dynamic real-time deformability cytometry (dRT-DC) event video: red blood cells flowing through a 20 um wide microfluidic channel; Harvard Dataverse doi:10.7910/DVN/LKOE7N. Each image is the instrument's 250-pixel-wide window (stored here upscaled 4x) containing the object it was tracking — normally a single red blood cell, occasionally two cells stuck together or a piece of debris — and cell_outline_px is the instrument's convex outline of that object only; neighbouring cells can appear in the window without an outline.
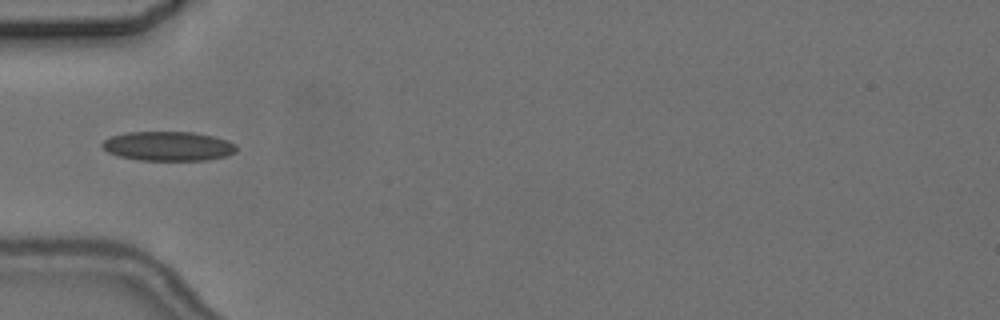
{"species": "common noctule bat (a hibernating species)", "species_latin": "Nyctalus noctula", "temperature_condition": "cold", "stored_images_in_passage": 6, "camera_frame_rate_fps": 3000, "um_per_image_px": 0.085, "animal": {"sex": "female", "body_mass_g": 24.6, "forearm_length_mm": 56.2}, "frame": {"image": 1, "passage_image": 6, "time_ms": 5.667, "image_size_px": [1000, 320], "cell_outline_px": [[236, 152], [224, 156], [204, 160], [140, 160], [116, 156], [108, 152], [100, 144], [104, 140], [112, 136], [128, 132], [192, 132], [216, 136], [228, 140], [236, 144]], "centroid_in_image_um": [14.3, 12.42], "position_along_channel_um": 70.7, "area_um2": 23.0}}